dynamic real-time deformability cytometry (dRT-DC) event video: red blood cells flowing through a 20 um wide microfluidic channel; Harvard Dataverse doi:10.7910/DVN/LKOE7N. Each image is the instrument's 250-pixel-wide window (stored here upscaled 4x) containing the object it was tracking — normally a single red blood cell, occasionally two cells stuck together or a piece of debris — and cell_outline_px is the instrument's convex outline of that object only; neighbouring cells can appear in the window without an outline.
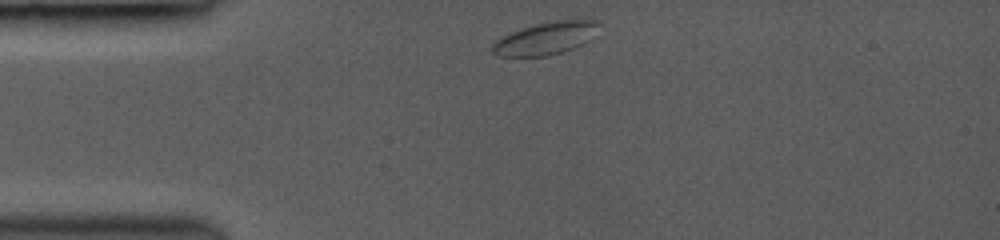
{"species": "common noctule bat (a hibernating species)", "species_latin": "Nyctalus noctula", "temperature_condition": "room temperature", "stored_images_in_passage": 5, "camera_frame_rate_fps": 3000, "um_per_image_px": 0.085, "animal": {"sex": "female", "body_mass_g": 19.0, "forearm_length_mm": 53.3}, "frame": {"image": 1, "passage_image": 1, "time_ms": 0.0, "image_size_px": [1000, 240], "cell_outline_px": [[600, 24], [588, 40], [572, 48], [548, 56], [496, 56], [492, 52], [492, 44], [500, 36], [520, 28], [532, 24], [556, 20], [596, 20]], "centroid_in_image_um": [46.3, 3.25], "position_along_channel_um": 38.7, "area_um2": 20.06}}
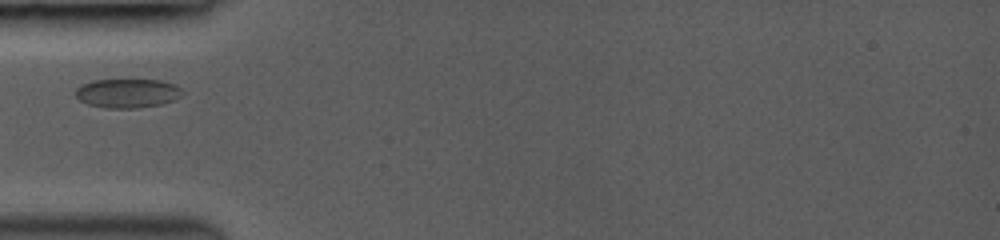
{"frame": {"image": 2, "passage_image": 3, "time_ms": 1.667, "image_size_px": [1000, 240], "cell_outline_px": [[184, 92], [176, 100], [160, 104], [136, 108], [104, 108], [88, 104], [80, 100], [76, 96], [76, 88], [80, 84], [92, 80], [160, 80], [176, 84]], "centroid_in_image_um": [10.84, 7.92], "position_along_channel_um": 74.2, "area_um2": 18.21}}